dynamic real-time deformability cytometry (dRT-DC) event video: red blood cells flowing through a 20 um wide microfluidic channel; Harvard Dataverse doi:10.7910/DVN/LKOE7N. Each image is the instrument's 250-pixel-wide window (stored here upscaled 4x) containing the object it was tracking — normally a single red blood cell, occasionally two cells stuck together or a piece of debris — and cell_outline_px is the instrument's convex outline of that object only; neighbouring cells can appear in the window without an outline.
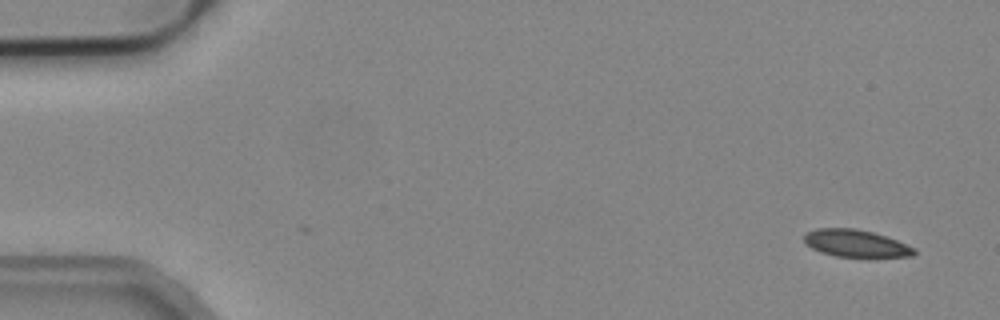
{"species": "common noctule bat (a hibernating species)", "species_latin": "Nyctalus noctula", "temperature_condition": "cold", "stored_images_in_passage": 2, "camera_frame_rate_fps": 3000, "um_per_image_px": 0.085, "animal": {"sex": "male", "body_mass_g": 19.2, "forearm_length_mm": 51.8}, "frame": {"image": 1, "passage_image": 2, "time_ms": 0.333, "image_size_px": [1000, 320], "cell_outline_px": [[916, 252], [912, 256], [836, 256], [820, 252], [804, 244], [804, 232], [816, 228], [856, 228], [872, 232], [896, 240], [916, 248]], "centroid_in_image_um": [72.68, 20.67], "position_along_channel_um": 12.3, "area_um2": 17.34}}